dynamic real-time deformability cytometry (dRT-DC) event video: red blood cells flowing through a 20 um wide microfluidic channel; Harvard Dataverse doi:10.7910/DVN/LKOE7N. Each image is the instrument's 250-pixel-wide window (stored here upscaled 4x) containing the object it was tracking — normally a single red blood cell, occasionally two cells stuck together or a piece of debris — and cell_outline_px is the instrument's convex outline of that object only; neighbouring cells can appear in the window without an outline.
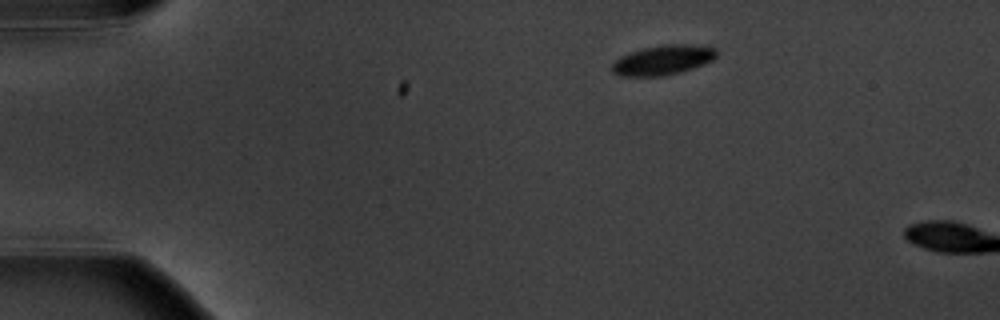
{"species": "common noctule bat (a hibernating species)", "species_latin": "Nyctalus noctula", "temperature_condition": "warm", "stored_images_in_passage": 2, "camera_frame_rate_fps": 3000, "um_per_image_px": 0.085, "animal": {"sex": "male", "body_mass_g": 20.1, "forearm_length_mm": 53.5}, "frame": {"image": 1, "passage_image": 1, "time_ms": 0.0, "image_size_px": [1000, 320], "cell_outline_px": [[716, 56], [712, 60], [704, 64], [680, 72], [664, 76], [620, 76], [612, 72], [612, 64], [620, 56], [644, 48], [664, 44], [708, 44], [716, 48]], "centroid_in_image_um": [56.39, 5.09], "position_along_channel_um": 28.6, "area_um2": 18.26}}